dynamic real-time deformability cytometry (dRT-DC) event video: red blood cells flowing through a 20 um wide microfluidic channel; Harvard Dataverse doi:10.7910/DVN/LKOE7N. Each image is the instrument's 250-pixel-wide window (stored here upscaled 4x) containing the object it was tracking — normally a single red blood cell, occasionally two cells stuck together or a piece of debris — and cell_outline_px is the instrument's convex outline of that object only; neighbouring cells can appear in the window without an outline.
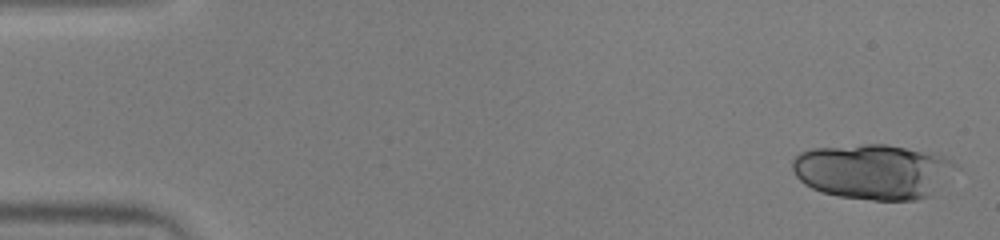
{"species": "human", "species_latin": "Homo sapiens", "temperature_condition": "warm", "stored_images_in_passage": 22, "camera_frame_rate_fps": 3000, "um_per_image_px": 0.085, "donor": {"sex": "male"}, "frame": {"image": 1, "passage_image": 1, "time_ms": 0.0, "image_size_px": [1000, 240], "cell_outline_px": [[960, 168], [932, 196], [916, 200], [872, 200], [840, 196], [820, 192], [804, 184], [792, 172], [792, 160], [800, 152], [812, 148], [864, 144], [884, 144], [944, 156], [952, 160]], "centroid_in_image_um": [74.24, 14.59], "position_along_channel_um": 10.8, "area_um2": 52.94}}
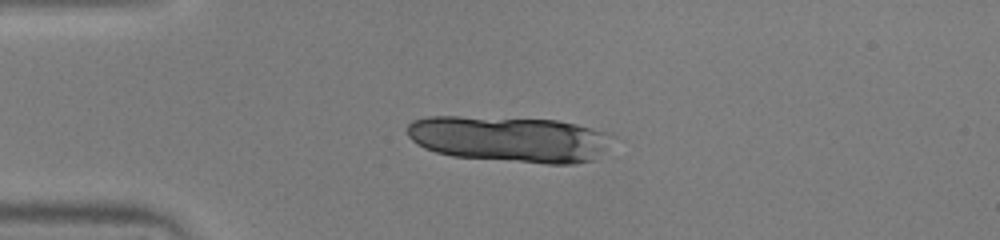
{"frame": {"image": 2, "passage_image": 12, "time_ms": 3.667, "image_size_px": [1000, 240], "cell_outline_px": [[616, 136], [608, 148], [592, 160], [572, 164], [548, 164], [452, 156], [436, 152], [424, 148], [412, 140], [408, 136], [408, 124], [412, 120], [428, 116], [460, 116], [556, 120], [576, 124], [612, 132]], "centroid_in_image_um": [43.37, 11.81], "position_along_channel_um": 41.6, "area_um2": 55.49}}